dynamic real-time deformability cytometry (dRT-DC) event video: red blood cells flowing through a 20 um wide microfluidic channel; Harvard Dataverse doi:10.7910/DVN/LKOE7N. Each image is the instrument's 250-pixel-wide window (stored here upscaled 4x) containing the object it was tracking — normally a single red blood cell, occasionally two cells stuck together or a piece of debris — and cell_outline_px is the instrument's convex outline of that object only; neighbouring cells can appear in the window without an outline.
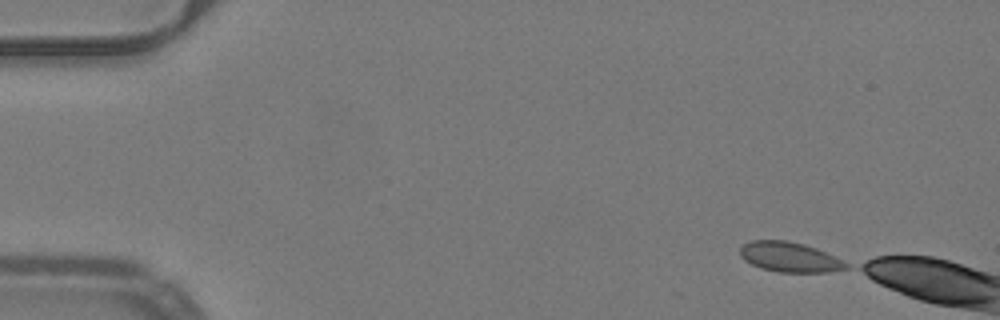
{"species": "common noctule bat (a hibernating species)", "species_latin": "Nyctalus noctula", "temperature_condition": "warm", "stored_images_in_passage": 6, "camera_frame_rate_fps": 3000, "um_per_image_px": 0.085, "animal": {"sex": "male", "body_mass_g": 19.2, "forearm_length_mm": 51.8}, "frame": {"image": 1, "passage_image": 1, "time_ms": 0.0, "image_size_px": [1000, 320], "cell_outline_px": [[848, 268], [828, 272], [776, 272], [760, 268], [744, 260], [740, 256], [740, 248], [744, 244], [752, 240], [788, 240], [804, 244], [816, 248], [848, 264]], "centroid_in_image_um": [67.07, 21.85], "position_along_channel_um": 17.9, "area_um2": 18.38}}